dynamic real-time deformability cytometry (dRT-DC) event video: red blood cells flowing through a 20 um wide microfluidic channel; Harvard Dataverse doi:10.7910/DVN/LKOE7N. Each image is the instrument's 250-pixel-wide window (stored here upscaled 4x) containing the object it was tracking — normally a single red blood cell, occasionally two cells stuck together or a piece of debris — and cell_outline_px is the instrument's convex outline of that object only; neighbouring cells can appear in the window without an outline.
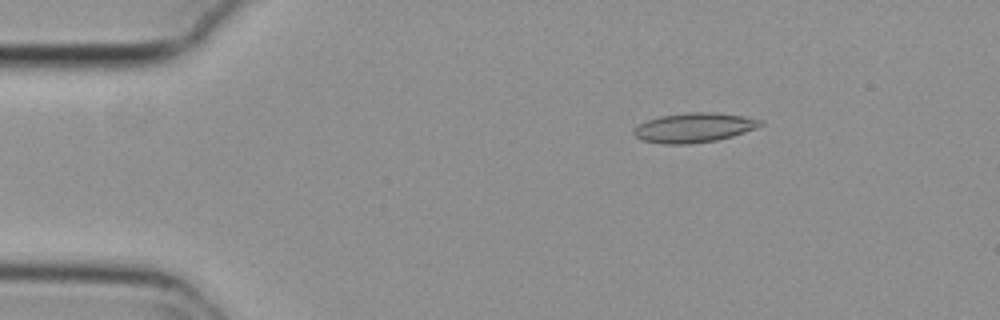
{"species": "common noctule bat (a hibernating species)", "species_latin": "Nyctalus noctula", "temperature_condition": "cold", "stored_images_in_passage": 55, "camera_frame_rate_fps": 3000, "um_per_image_px": 0.085, "animal": {"sex": "female", "body_mass_g": 29.2, "forearm_length_mm": 56.3}, "frame": {"image": 1, "passage_image": 9, "time_ms": 2.667, "image_size_px": [1000, 320], "cell_outline_px": [[764, 124], [756, 128], [732, 136], [716, 140], [688, 144], [660, 144], [644, 140], [636, 136], [632, 132], [632, 128], [648, 120], [660, 116], [688, 112], [712, 112], [744, 116], [764, 120]], "centroid_in_image_um": [59.0, 10.84], "position_along_channel_um": 26.0, "area_um2": 21.79}}
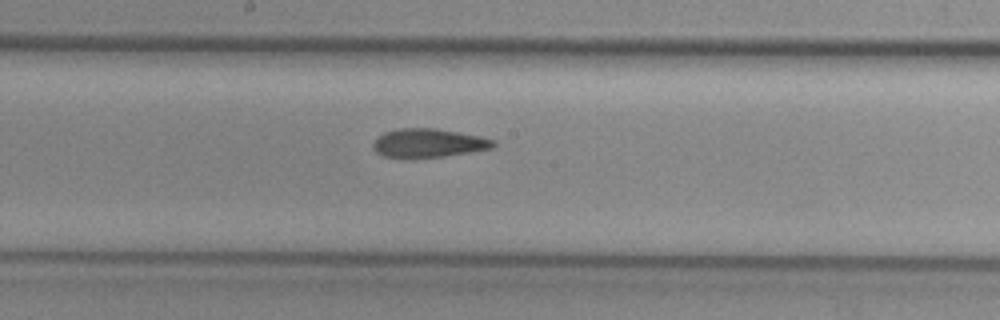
{"frame": {"image": 2, "passage_image": 29, "time_ms": 9.333, "image_size_px": [1000, 320], "cell_outline_px": [[496, 144], [492, 148], [444, 156], [384, 156], [376, 152], [372, 148], [372, 144], [376, 136], [384, 132], [396, 128], [436, 128], [480, 136], [496, 140]], "centroid_in_image_um": [36.4, 12.12], "position_along_channel_um": 211.8, "area_um2": 19.83}}
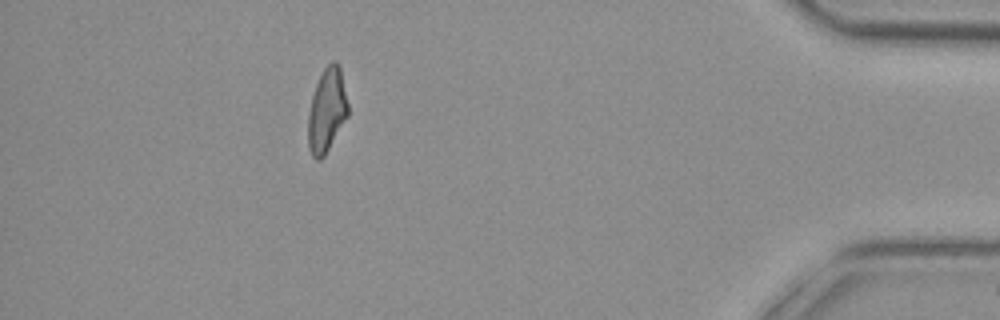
{"frame": {"image": 3, "passage_image": 49, "time_ms": 16.0, "image_size_px": [1000, 320], "cell_outline_px": [[348, 116], [324, 156], [320, 160], [316, 160], [312, 156], [308, 148], [308, 116], [312, 96], [316, 84], [324, 68], [332, 60], [336, 60], [340, 68], [348, 104]], "centroid_in_image_um": [27.78, 9.39], "position_along_channel_um": 407.4, "area_um2": 19.42}, "authors_computed_cell_mechanics": {"area_um2": 20.3456, "velocity_mm_per_s": 3.7806, "shape_relaxation_time_tau1_ms": null, "shape_relaxation_time_tau2_ms": 3.923, "deformation_change_tau1": null, "deformation_change_tau2": 0.1335}}